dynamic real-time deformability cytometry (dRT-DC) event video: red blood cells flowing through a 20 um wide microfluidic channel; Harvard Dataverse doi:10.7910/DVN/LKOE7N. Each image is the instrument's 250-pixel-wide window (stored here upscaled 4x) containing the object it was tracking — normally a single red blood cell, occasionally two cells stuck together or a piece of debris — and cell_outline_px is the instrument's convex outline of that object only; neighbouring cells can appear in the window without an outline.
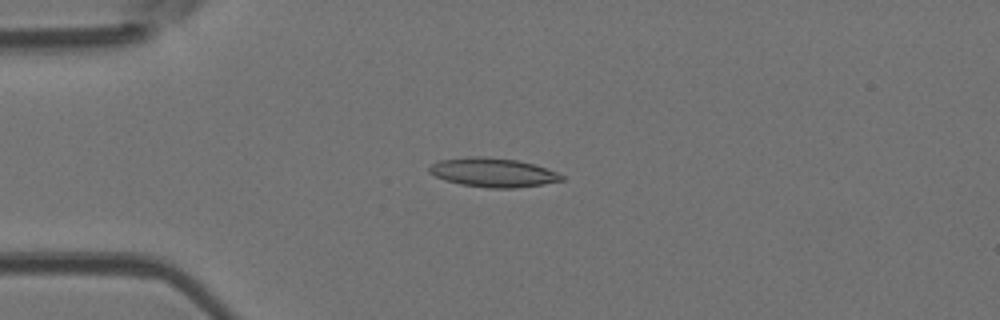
{"species": "Egyptian fruit bat (a non-hibernating species)", "species_latin": "Rousettus aegyptiacus", "temperature_condition": "room temperature", "stored_images_in_passage": 6, "camera_frame_rate_fps": 3000, "um_per_image_px": 0.085, "animal": {"sex": "female"}, "frame": {"image": 1, "passage_image": 3, "time_ms": 0.667, "image_size_px": [1000, 320], "cell_outline_px": [[564, 180], [544, 184], [516, 188], [488, 188], [460, 184], [444, 180], [428, 172], [428, 168], [432, 164], [440, 160], [468, 156], [484, 156], [516, 160], [532, 164], [556, 172], [564, 176]], "centroid_in_image_um": [41.87, 14.66], "position_along_channel_um": 43.1, "area_um2": 22.37}}
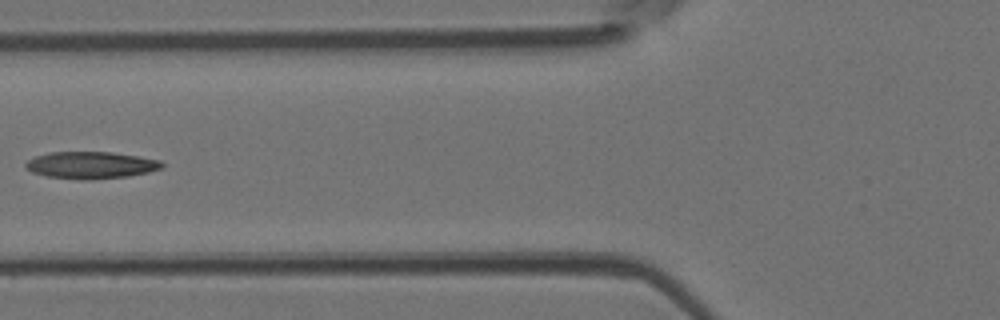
{"frame": {"image": 2, "passage_image": 5, "time_ms": 1.333, "image_size_px": [1000, 320], "cell_outline_px": [[164, 168], [148, 172], [128, 176], [92, 180], [80, 180], [48, 176], [32, 172], [24, 168], [24, 164], [28, 160], [36, 156], [48, 152], [112, 152], [140, 156], [160, 160], [164, 164]], "centroid_in_image_um": [7.74, 14.03], "position_along_channel_um": 118.1, "area_um2": 21.68}}
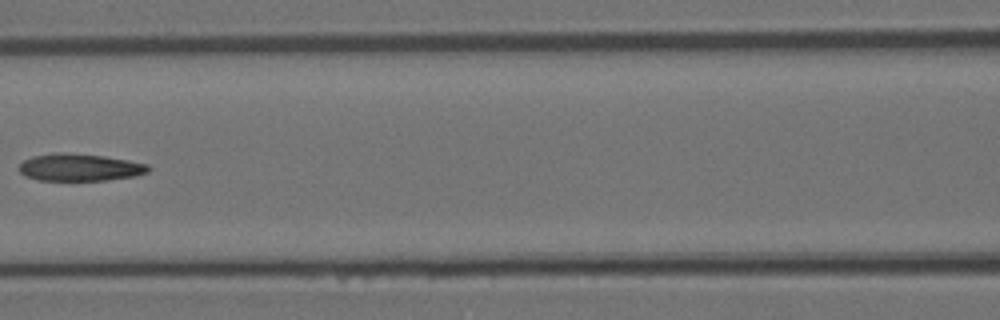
{"frame": {"image": 3, "passage_image": 6, "time_ms": 1.667, "image_size_px": [1000, 320], "cell_outline_px": [[152, 168], [148, 172], [136, 176], [108, 180], [36, 180], [24, 176], [20, 172], [20, 164], [24, 160], [32, 156], [56, 152], [68, 152], [104, 156], [128, 160], [148, 164]], "centroid_in_image_um": [6.79, 14.22], "position_along_channel_um": 159.8, "area_um2": 20.75}}